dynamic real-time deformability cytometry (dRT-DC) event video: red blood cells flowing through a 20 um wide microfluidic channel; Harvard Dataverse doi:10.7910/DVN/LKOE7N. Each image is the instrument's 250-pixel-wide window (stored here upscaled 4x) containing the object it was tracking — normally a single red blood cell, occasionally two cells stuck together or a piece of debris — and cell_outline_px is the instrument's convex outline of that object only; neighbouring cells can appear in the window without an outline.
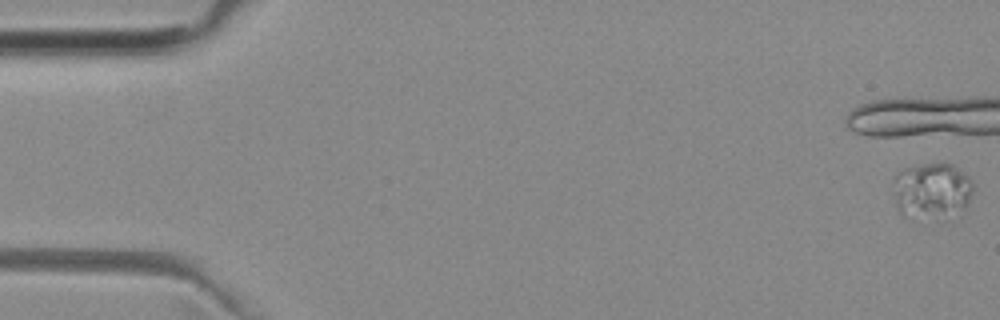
{"species": "common noctule bat (a hibernating species)", "species_latin": "Nyctalus noctula", "temperature_condition": "room temperature", "stored_images_in_passage": 9, "camera_frame_rate_fps": 3000, "um_per_image_px": 0.085, "animal": {"sex": "female", "body_mass_g": 29.2, "forearm_length_mm": 56.3}, "frame": {"image": 1, "passage_image": 1, "time_ms": 0.0, "image_size_px": [1000, 320], "cell_outline_px": [[972, 188], [968, 204], [960, 216], [904, 216], [900, 212], [896, 204], [892, 180], [904, 168], [928, 164], [952, 164], [968, 176], [972, 184]], "centroid_in_image_um": [79.22, 16.21], "position_along_channel_um": 5.8, "area_um2": 25.78}}